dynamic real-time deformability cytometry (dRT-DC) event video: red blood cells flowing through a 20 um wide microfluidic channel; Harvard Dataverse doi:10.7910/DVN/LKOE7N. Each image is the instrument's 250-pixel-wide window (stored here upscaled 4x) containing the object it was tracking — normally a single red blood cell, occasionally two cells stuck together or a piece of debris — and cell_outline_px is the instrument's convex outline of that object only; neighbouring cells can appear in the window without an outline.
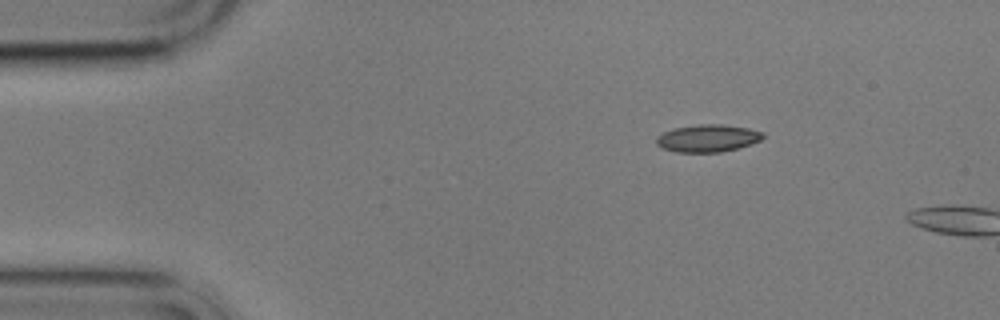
{"species": "common noctule bat (a hibernating species)", "species_latin": "Nyctalus noctula", "temperature_condition": "cold", "stored_images_in_passage": 2, "camera_frame_rate_fps": 3000, "um_per_image_px": 0.085, "animal": {"sex": "male", "body_mass_g": 17.9}, "frame": {"image": 1, "passage_image": 1, "time_ms": 0.0, "image_size_px": [1000, 320], "cell_outline_px": [[764, 136], [760, 140], [736, 148], [720, 152], [676, 152], [664, 148], [656, 144], [656, 136], [672, 128], [700, 124], [720, 124], [748, 128], [764, 132]], "centroid_in_image_um": [60.12, 11.74], "position_along_channel_um": 24.9, "area_um2": 16.88}}